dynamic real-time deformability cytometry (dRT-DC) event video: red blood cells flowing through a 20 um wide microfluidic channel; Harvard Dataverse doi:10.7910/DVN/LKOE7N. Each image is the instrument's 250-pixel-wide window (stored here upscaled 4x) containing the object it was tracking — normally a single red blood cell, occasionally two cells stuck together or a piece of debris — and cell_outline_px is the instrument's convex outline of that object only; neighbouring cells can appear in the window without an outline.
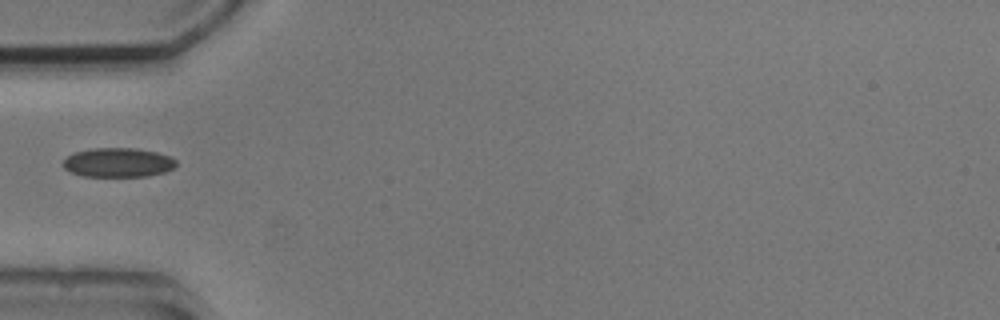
{"species": "common noctule bat (a hibernating species)", "species_latin": "Nyctalus noctula", "temperature_condition": "cold", "stored_images_in_passage": 1, "camera_frame_rate_fps": 3000, "um_per_image_px": 0.085, "animal": {"sex": "male", "body_mass_g": 20.5, "forearm_length_mm": 52.5}, "frame": {"image": 1, "passage_image": 1, "time_ms": 0.0, "image_size_px": [1000, 320], "cell_outline_px": [[176, 164], [172, 168], [164, 172], [148, 176], [84, 176], [72, 172], [64, 168], [64, 160], [68, 156], [76, 152], [92, 148], [136, 148], [156, 152], [172, 156], [176, 160]], "centroid_in_image_um": [10.07, 13.8], "position_along_channel_um": 74.9, "area_um2": 19.13}}